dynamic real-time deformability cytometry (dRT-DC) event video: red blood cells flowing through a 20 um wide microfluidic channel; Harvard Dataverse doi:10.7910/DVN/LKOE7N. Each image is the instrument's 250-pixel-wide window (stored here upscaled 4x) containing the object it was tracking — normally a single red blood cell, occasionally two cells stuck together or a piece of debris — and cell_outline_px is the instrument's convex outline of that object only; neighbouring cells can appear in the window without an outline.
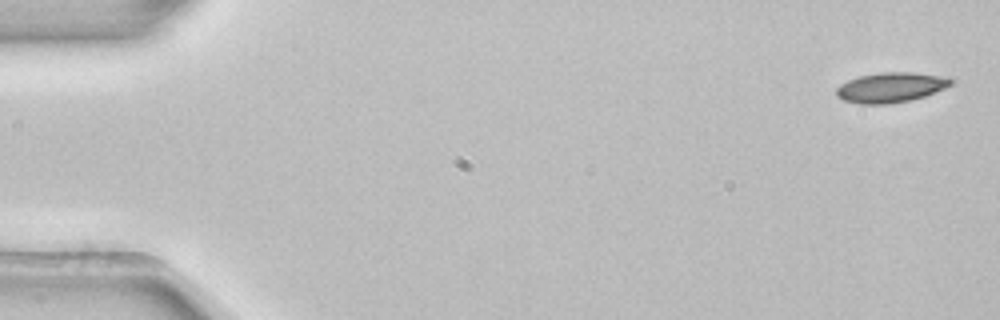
{"species": "common noctule bat (a hibernating species)", "species_latin": "Nyctalus noctula", "temperature_condition": "room temperature", "stored_images_in_passage": 5, "camera_frame_rate_fps": 3000, "um_per_image_px": 0.085, "animal": {"sex": "female", "body_mass_g": 22.7, "forearm_length_mm": 54.2}, "frame": {"image": 1, "passage_image": 1, "time_ms": 0.0, "image_size_px": [1000, 320], "cell_outline_px": [[952, 84], [944, 88], [924, 96], [912, 100], [888, 104], [860, 104], [844, 100], [836, 96], [836, 88], [840, 84], [848, 80], [860, 76], [880, 72], [912, 72], [940, 76], [952, 80]], "centroid_in_image_um": [75.66, 7.44], "position_along_channel_um": 9.3, "area_um2": 19.88}}
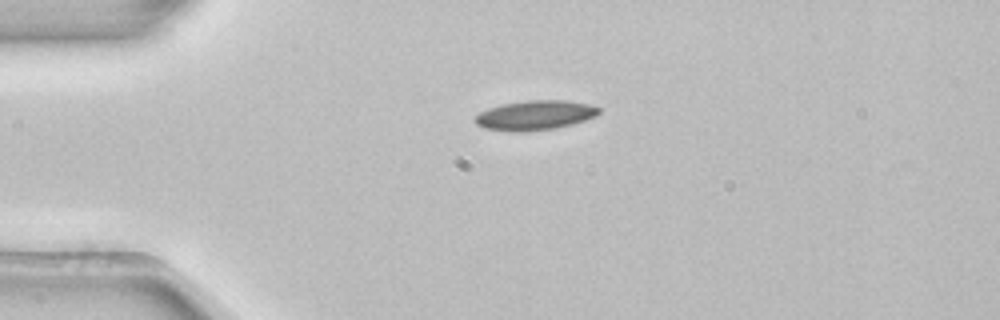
{"frame": {"image": 2, "passage_image": 4, "time_ms": 1.0, "image_size_px": [1000, 320], "cell_outline_px": [[600, 112], [596, 116], [572, 124], [552, 128], [520, 132], [512, 132], [484, 128], [476, 124], [476, 116], [480, 112], [488, 108], [504, 104], [528, 100], [568, 100], [588, 104], [600, 108]], "centroid_in_image_um": [45.48, 9.79], "position_along_channel_um": 39.5, "area_um2": 21.15}}